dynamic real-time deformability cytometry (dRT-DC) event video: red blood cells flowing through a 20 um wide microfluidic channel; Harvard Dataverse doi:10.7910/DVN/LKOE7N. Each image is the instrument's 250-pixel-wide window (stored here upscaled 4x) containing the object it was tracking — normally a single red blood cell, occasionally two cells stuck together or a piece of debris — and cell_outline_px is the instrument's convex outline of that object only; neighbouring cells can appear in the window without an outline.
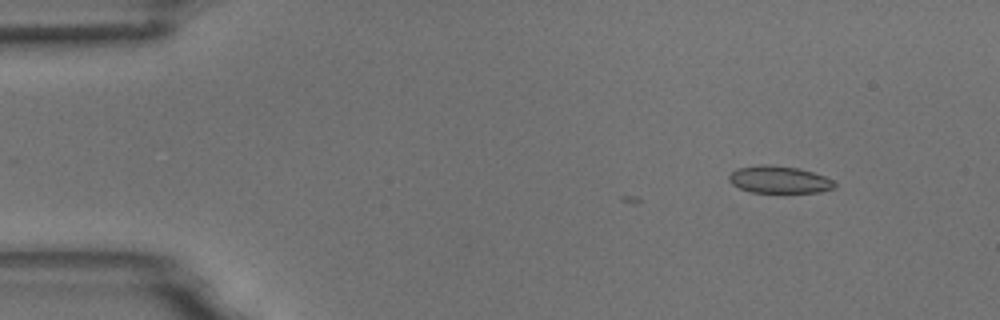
{"species": "common noctule bat (a hibernating species)", "species_latin": "Nyctalus noctula", "temperature_condition": "room temperature", "stored_images_in_passage": 4, "camera_frame_rate_fps": 3000, "um_per_image_px": 0.085, "animal": {"sex": "male", "body_mass_g": 18.8}, "frame": {"image": 1, "passage_image": 2, "time_ms": 0.333, "image_size_px": [1000, 320], "cell_outline_px": [[836, 184], [832, 188], [820, 192], [752, 192], [740, 188], [732, 184], [728, 180], [728, 176], [736, 168], [764, 164], [768, 164], [796, 168], [812, 172], [824, 176], [832, 180]], "centroid_in_image_um": [66.19, 15.26], "position_along_channel_um": 18.8, "area_um2": 16.53}}